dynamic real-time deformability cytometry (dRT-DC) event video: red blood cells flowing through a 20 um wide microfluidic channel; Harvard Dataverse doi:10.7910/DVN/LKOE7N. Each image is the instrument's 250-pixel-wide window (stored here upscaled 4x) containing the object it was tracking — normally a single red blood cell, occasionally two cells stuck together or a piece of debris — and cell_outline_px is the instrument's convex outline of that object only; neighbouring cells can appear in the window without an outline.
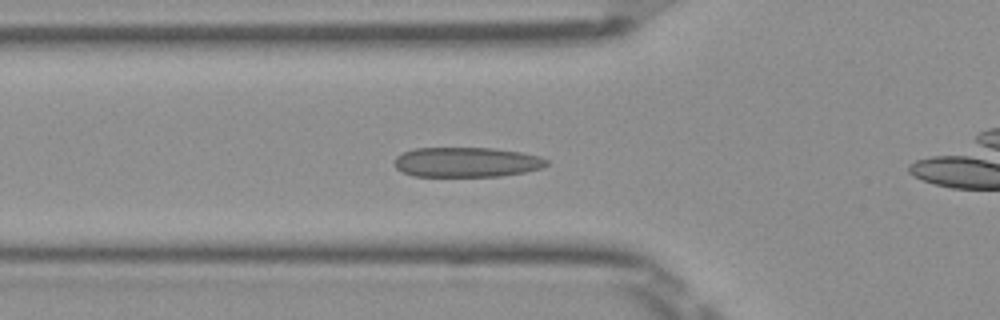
{"species": "Egyptian fruit bat (a non-hibernating species)", "species_latin": "Rousettus aegyptiacus", "temperature_condition": "room temperature", "stored_images_in_passage": 40, "camera_frame_rate_fps": 3000, "um_per_image_px": 0.085, "frame": {"image": 1, "passage_image": 6, "time_ms": 1.667, "image_size_px": [1000, 320], "cell_outline_px": [[548, 164], [540, 168], [524, 172], [500, 176], [412, 176], [396, 168], [396, 156], [404, 152], [416, 148], [492, 148], [520, 152], [540, 156], [548, 160]], "centroid_in_image_um": [39.67, 13.78], "position_along_channel_um": 86.1, "area_um2": 26.3}}
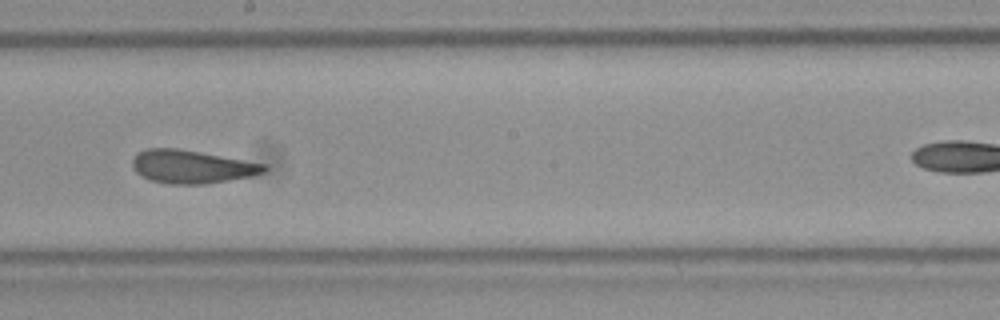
{"frame": {"image": 2, "passage_image": 17, "time_ms": 5.333, "image_size_px": [1000, 320], "cell_outline_px": [[268, 168], [264, 172], [252, 176], [204, 184], [168, 184], [152, 180], [136, 172], [132, 164], [132, 160], [140, 152], [148, 148], [176, 148], [200, 152], [268, 164]], "centroid_in_image_um": [16.34, 14.17], "position_along_channel_um": 231.9, "area_um2": 25.26}}
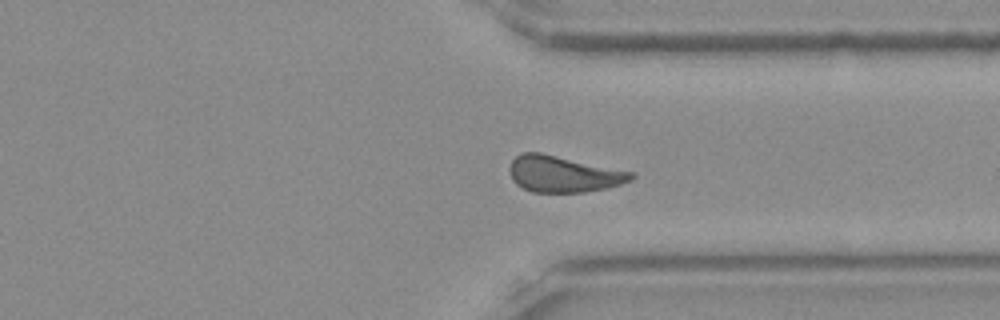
{"frame": {"image": 3, "passage_image": 27, "time_ms": 8.667, "image_size_px": [1000, 320], "cell_outline_px": [[636, 176], [632, 180], [608, 188], [584, 192], [532, 192], [516, 184], [512, 180], [508, 168], [512, 160], [516, 156], [524, 152], [540, 152], [636, 172]], "centroid_in_image_um": [47.92, 14.79], "position_along_channel_um": 363.5, "area_um2": 26.01}, "authors_computed_cell_mechanics": {"area_um2": 25.4609, "velocity_mm_per_s": 3.9478, "shape_relaxation_time_tau1_ms": 5.0097, "shape_relaxation_time_tau2_ms": 1.3721, "deformation_change_tau1": 0.1414, "deformation_change_tau2": 0.0863}}